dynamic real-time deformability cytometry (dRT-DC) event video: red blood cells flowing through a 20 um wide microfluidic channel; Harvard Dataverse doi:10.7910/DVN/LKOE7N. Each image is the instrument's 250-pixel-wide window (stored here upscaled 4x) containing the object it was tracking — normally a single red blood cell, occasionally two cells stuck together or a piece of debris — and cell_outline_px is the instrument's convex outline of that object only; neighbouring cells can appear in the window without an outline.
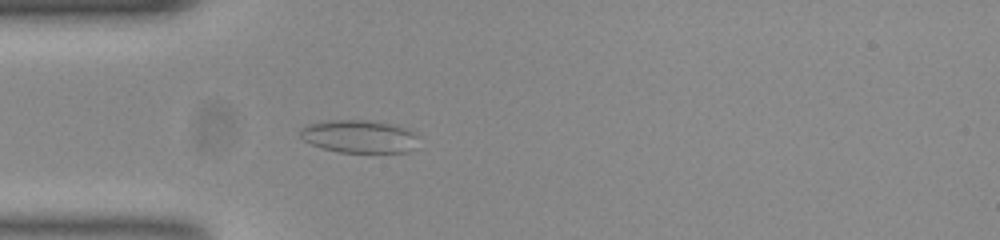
{"species": "common noctule bat (a hibernating species)", "species_latin": "Nyctalus noctula", "temperature_condition": "room temperature", "stored_images_in_passage": 35, "camera_frame_rate_fps": 3000, "um_per_image_px": 0.085, "animal": {"sex": "female", "body_mass_g": 23.0, "forearm_length_mm": 53.4}, "frame": {"image": 1, "passage_image": 4, "time_ms": 1.0, "image_size_px": [1000, 240], "cell_outline_px": [[416, 136], [404, 152], [340, 152], [324, 148], [312, 144], [304, 140], [300, 136], [300, 132], [308, 124], [328, 120], [368, 120], [392, 124], [412, 132]], "centroid_in_image_um": [30.41, 11.58], "position_along_channel_um": 54.6, "area_um2": 21.73}}
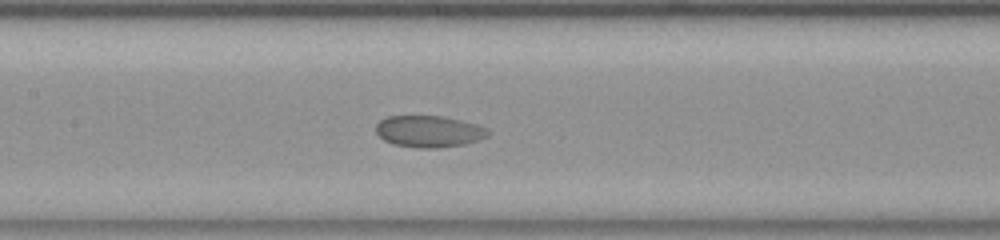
{"frame": {"image": 2, "passage_image": 14, "time_ms": 4.333, "image_size_px": [1000, 240], "cell_outline_px": [[488, 136], [464, 144], [436, 148], [420, 148], [396, 144], [384, 140], [376, 132], [376, 124], [380, 120], [388, 116], [444, 116], [476, 124], [488, 128]], "centroid_in_image_um": [36.45, 11.16], "position_along_channel_um": 170.9, "area_um2": 20.46}}
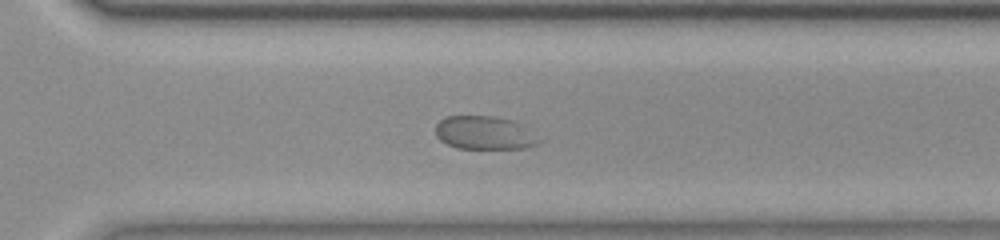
{"frame": {"image": 3, "passage_image": 27, "time_ms": 8.667, "image_size_px": [1000, 240], "cell_outline_px": [[540, 140], [536, 144], [524, 148], [456, 148], [440, 140], [436, 136], [436, 124], [444, 116], [492, 116], [516, 120]], "centroid_in_image_um": [41.13, 11.28], "position_along_channel_um": 329.5, "area_um2": 19.94}}